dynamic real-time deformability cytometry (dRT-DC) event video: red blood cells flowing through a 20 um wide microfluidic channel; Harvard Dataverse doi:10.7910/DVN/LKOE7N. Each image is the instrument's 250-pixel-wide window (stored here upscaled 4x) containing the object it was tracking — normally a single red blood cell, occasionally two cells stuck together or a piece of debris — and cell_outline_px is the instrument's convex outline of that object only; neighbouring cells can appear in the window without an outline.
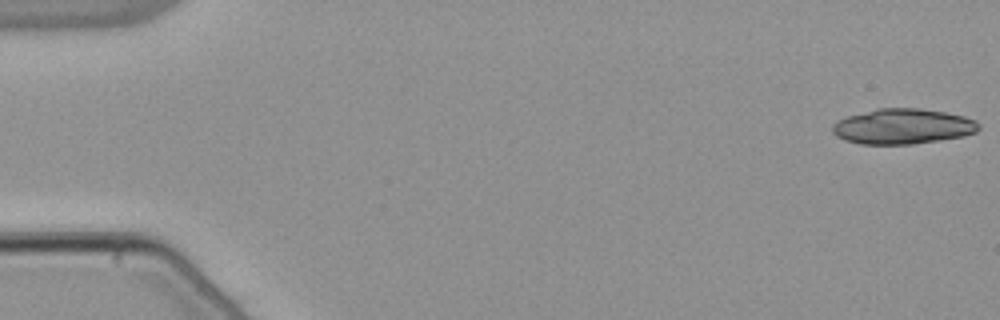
{"species": "common noctule bat (a hibernating species)", "species_latin": "Nyctalus noctula", "temperature_condition": "warm", "stored_images_in_passage": 31, "camera_frame_rate_fps": 3000, "um_per_image_px": 0.085, "animal": {"sex": "male", "body_mass_g": 21.5, "forearm_length_mm": 52.0}, "frame": {"image": 1, "passage_image": 1, "time_ms": 0.0, "image_size_px": [1000, 320], "cell_outline_px": [[980, 128], [976, 132], [964, 136], [912, 144], [860, 144], [844, 140], [836, 136], [832, 132], [832, 124], [836, 120], [844, 116], [876, 108], [920, 108], [944, 112], [964, 116], [976, 120], [980, 124]], "centroid_in_image_um": [76.7, 10.74], "position_along_channel_um": 8.3, "area_um2": 30.46}}